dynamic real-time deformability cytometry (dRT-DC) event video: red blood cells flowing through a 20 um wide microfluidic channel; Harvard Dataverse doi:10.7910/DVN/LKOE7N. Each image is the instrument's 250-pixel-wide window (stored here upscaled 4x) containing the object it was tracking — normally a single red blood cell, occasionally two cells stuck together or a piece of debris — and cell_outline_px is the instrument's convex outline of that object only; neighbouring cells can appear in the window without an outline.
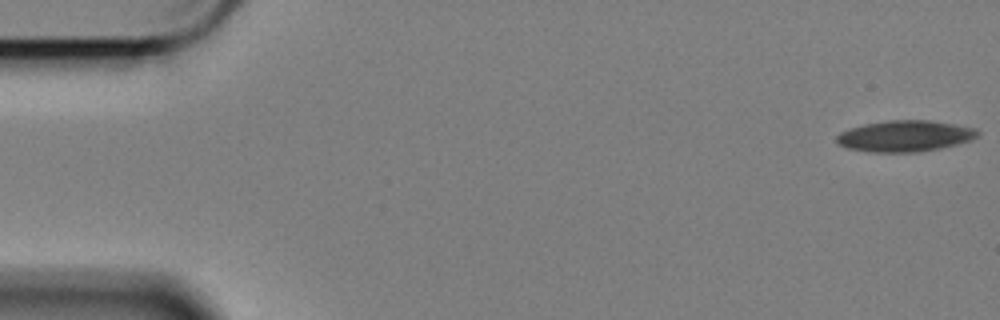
{"species": "Egyptian fruit bat (a non-hibernating species)", "species_latin": "Rousettus aegyptiacus", "temperature_condition": "cold", "stored_images_in_passage": 14, "camera_frame_rate_fps": 3000, "um_per_image_px": 0.085, "animal": {"sex": "female"}, "frame": {"image": 1, "passage_image": 1, "time_ms": 0.0, "image_size_px": [1000, 320], "cell_outline_px": [[980, 136], [972, 140], [940, 148], [920, 152], [868, 152], [848, 148], [840, 144], [836, 140], [836, 136], [840, 132], [864, 124], [888, 120], [928, 120], [956, 124], [976, 128], [980, 132]], "centroid_in_image_um": [76.97, 11.56], "position_along_channel_um": 8.0, "area_um2": 25.72}}
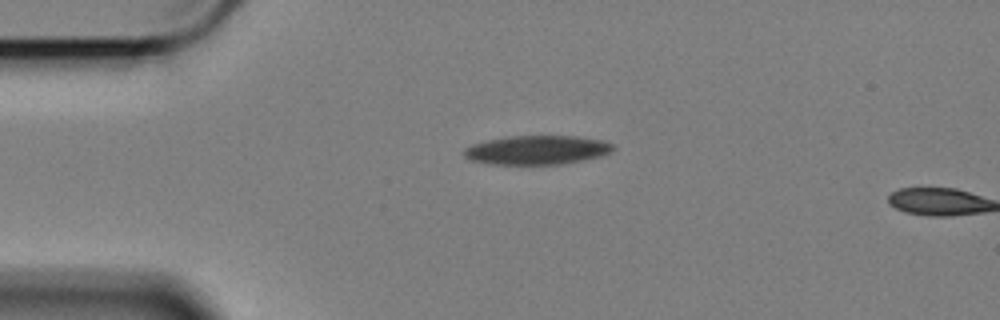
{"frame": {"image": 2, "passage_image": 13, "time_ms": 4.0, "image_size_px": [1000, 320], "cell_outline_px": [[616, 148], [612, 152], [600, 156], [560, 164], [492, 164], [468, 160], [464, 156], [464, 148], [472, 144], [488, 140], [512, 136], [576, 136], [600, 140], [612, 144]], "centroid_in_image_um": [45.62, 12.75], "position_along_channel_um": 39.4, "area_um2": 25.03}}